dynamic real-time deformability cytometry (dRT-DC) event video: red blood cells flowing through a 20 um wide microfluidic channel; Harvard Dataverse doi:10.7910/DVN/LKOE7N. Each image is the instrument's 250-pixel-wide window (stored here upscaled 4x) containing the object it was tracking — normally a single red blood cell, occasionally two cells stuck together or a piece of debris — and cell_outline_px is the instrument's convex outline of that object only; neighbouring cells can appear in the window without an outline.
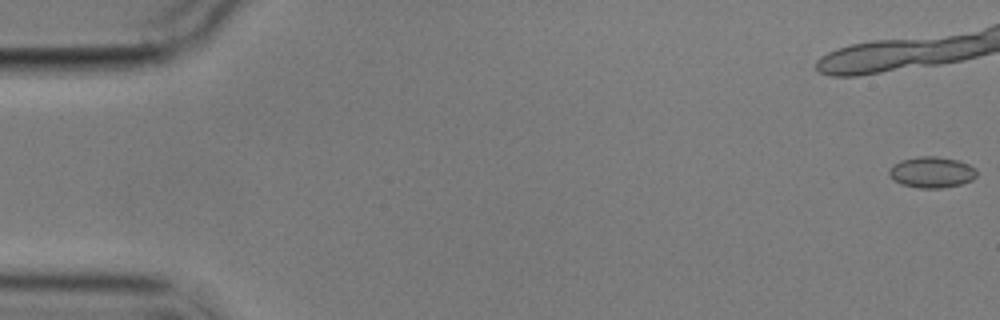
{"species": "common noctule bat (a hibernating species)", "species_latin": "Nyctalus noctula", "temperature_condition": "cold", "stored_images_in_passage": 8, "camera_frame_rate_fps": 3000, "um_per_image_px": 0.085, "animal": {"sex": "male", "body_mass_g": 17.9}, "frame": {"image": 1, "passage_image": 1, "time_ms": 0.0, "image_size_px": [1000, 320], "cell_outline_px": [[976, 176], [972, 180], [960, 184], [944, 188], [920, 188], [900, 184], [892, 180], [888, 172], [900, 160], [920, 156], [936, 156], [956, 160], [968, 164], [976, 168]], "centroid_in_image_um": [79.2, 14.65], "position_along_channel_um": 5.8, "area_um2": 15.78}}